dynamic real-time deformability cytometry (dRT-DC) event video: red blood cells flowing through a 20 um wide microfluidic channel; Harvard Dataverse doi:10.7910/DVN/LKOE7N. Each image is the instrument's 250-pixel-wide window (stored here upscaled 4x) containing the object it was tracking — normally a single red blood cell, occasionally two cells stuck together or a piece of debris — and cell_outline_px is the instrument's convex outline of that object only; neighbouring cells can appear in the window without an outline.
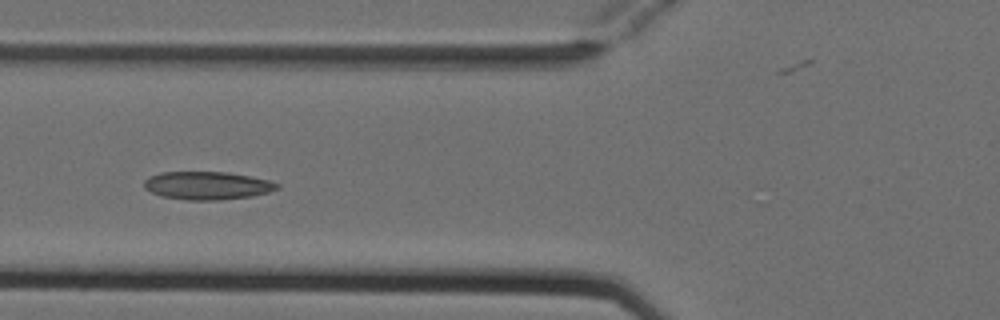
{"species": "Egyptian fruit bat (a non-hibernating species)", "species_latin": "Rousettus aegyptiacus", "temperature_condition": "cold", "stored_images_in_passage": 6, "camera_frame_rate_fps": 3000, "um_per_image_px": 0.085, "animal": {"sex": "female"}, "frame": {"image": 1, "passage_image": 6, "time_ms": 1.667, "image_size_px": [1000, 320], "cell_outline_px": [[280, 188], [268, 192], [252, 196], [220, 200], [188, 200], [160, 196], [144, 188], [144, 180], [148, 176], [160, 172], [228, 172], [268, 180], [280, 184]], "centroid_in_image_um": [17.59, 15.77], "position_along_channel_um": 108.2, "area_um2": 21.79}}